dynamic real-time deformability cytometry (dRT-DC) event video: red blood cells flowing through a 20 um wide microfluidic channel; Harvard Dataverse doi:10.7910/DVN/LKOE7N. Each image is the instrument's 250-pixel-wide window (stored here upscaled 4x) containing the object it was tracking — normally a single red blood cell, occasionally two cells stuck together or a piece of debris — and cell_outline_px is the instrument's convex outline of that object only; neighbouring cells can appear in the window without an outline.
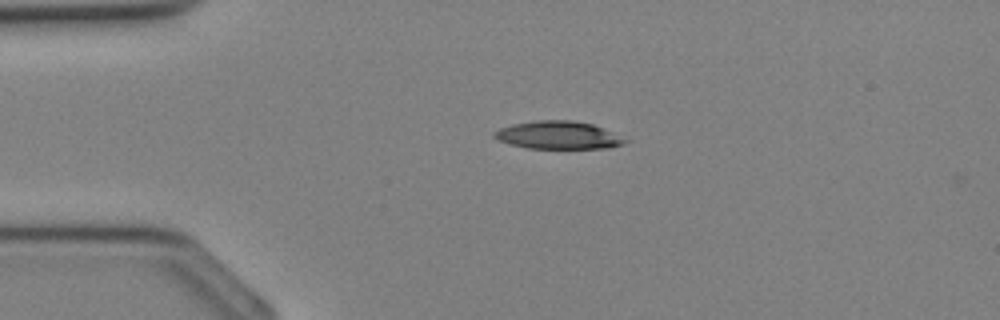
{"species": "Egyptian fruit bat (a non-hibernating species)", "species_latin": "Rousettus aegyptiacus", "temperature_condition": "cold", "stored_images_in_passage": 4, "camera_frame_rate_fps": 3000, "um_per_image_px": 0.085, "animal": {"sex": "female"}, "frame": {"image": 1, "passage_image": 1, "time_ms": 0.0, "image_size_px": [1000, 320], "cell_outline_px": [[628, 140], [624, 144], [608, 148], [528, 148], [512, 144], [500, 140], [492, 136], [492, 132], [500, 128], [512, 124], [536, 120], [572, 120], [592, 124], [604, 128]], "centroid_in_image_um": [47.45, 11.48], "position_along_channel_um": 37.6, "area_um2": 21.1}}